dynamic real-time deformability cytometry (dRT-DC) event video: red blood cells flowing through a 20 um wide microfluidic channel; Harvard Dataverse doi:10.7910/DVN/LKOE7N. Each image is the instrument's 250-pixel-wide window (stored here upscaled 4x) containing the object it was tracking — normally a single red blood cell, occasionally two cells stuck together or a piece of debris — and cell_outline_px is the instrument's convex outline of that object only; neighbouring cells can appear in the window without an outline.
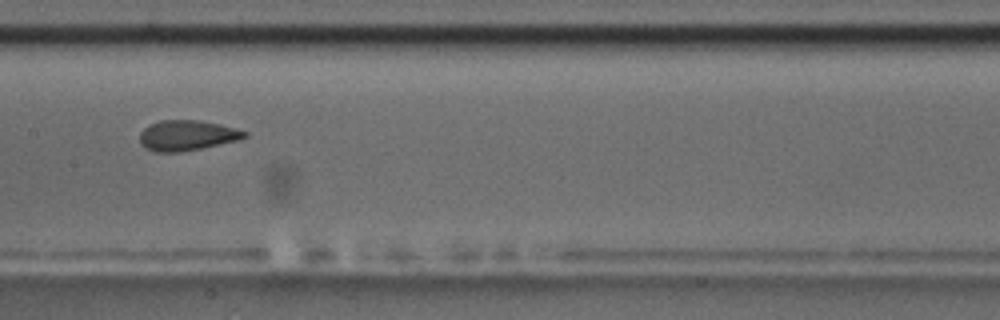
{"species": "common noctule bat (a hibernating species)", "species_latin": "Nyctalus noctula", "temperature_condition": "room temperature", "stored_images_in_passage": 11, "camera_frame_rate_fps": 3000, "um_per_image_px": 0.085, "animal": {"sex": "male", "body_mass_g": 17.5, "forearm_length_mm": 52.3}, "frame": {"image": 1, "passage_image": 4, "time_ms": 3.333, "image_size_px": [1000, 320], "cell_outline_px": [[248, 136], [240, 140], [180, 152], [156, 152], [144, 148], [140, 144], [140, 132], [144, 128], [160, 120], [200, 120], [220, 124], [248, 132]], "centroid_in_image_um": [15.9, 11.51], "position_along_channel_um": 191.5, "area_um2": 18.55}}